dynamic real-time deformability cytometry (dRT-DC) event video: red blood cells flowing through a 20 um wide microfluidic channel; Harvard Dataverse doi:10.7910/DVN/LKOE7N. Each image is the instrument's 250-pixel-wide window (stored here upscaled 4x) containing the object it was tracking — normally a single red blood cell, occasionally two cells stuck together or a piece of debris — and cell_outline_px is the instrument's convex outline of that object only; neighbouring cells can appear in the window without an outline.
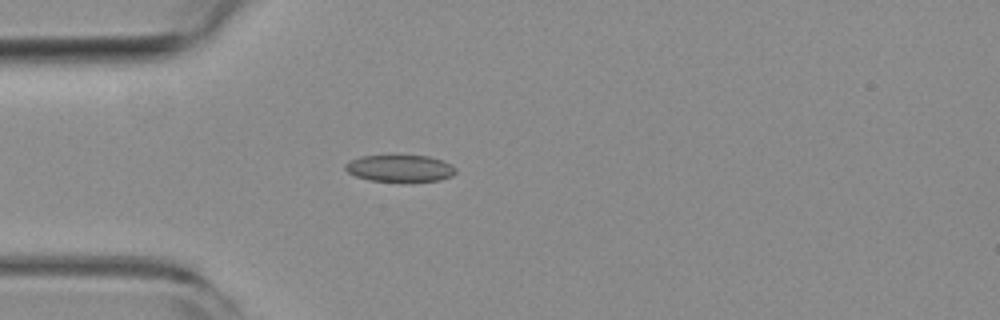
{"species": "common noctule bat (a hibernating species)", "species_latin": "Nyctalus noctula", "temperature_condition": "room temperature", "stored_images_in_passage": 39, "camera_frame_rate_fps": 3000, "um_per_image_px": 0.085, "animal": {"sex": "female", "body_mass_g": 19.3, "forearm_length_mm": 54.1}, "frame": {"image": 1, "passage_image": 1, "time_ms": 0.0, "image_size_px": [1000, 320], "cell_outline_px": [[456, 172], [452, 176], [440, 180], [408, 184], [368, 180], [356, 176], [348, 172], [344, 168], [344, 164], [360, 156], [428, 156], [444, 160], [452, 164], [456, 168]], "centroid_in_image_um": [34.04, 14.35], "position_along_channel_um": 51.0, "area_um2": 17.98}}
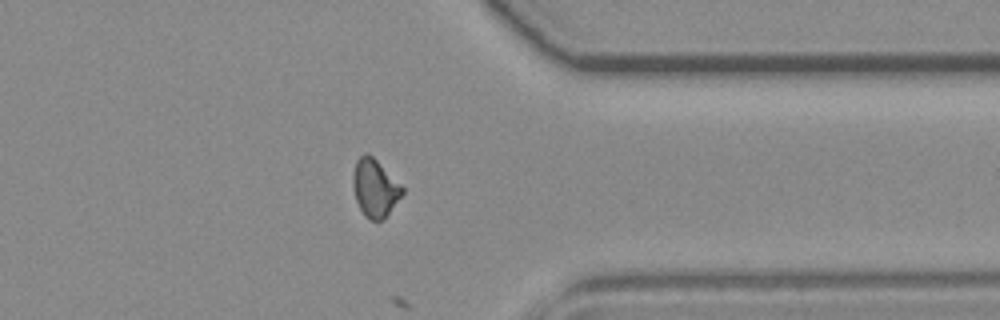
{"frame": {"image": 2, "passage_image": 28, "time_ms": 9.0, "image_size_px": [1000, 320], "cell_outline_px": [[404, 192], [384, 220], [372, 220], [364, 216], [356, 200], [352, 188], [352, 176], [356, 160], [364, 152], [368, 152], [404, 188]], "centroid_in_image_um": [31.84, 15.98], "position_along_channel_um": 379.6, "area_um2": 16.59}}
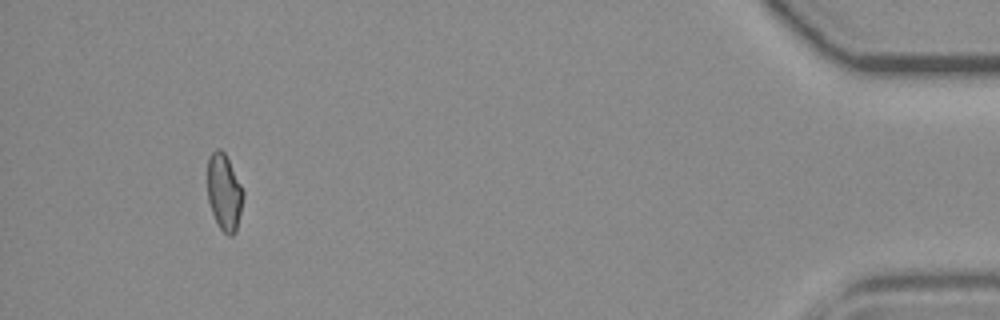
{"frame": {"image": 3, "passage_image": 36, "time_ms": 11.667, "image_size_px": [1000, 320], "cell_outline_px": [[244, 196], [236, 232], [232, 236], [228, 236], [220, 228], [212, 212], [208, 200], [208, 156], [216, 148], [220, 148], [224, 152], [244, 192]], "centroid_in_image_um": [19.06, 16.35], "position_along_channel_um": 416.1, "area_um2": 15.78}}